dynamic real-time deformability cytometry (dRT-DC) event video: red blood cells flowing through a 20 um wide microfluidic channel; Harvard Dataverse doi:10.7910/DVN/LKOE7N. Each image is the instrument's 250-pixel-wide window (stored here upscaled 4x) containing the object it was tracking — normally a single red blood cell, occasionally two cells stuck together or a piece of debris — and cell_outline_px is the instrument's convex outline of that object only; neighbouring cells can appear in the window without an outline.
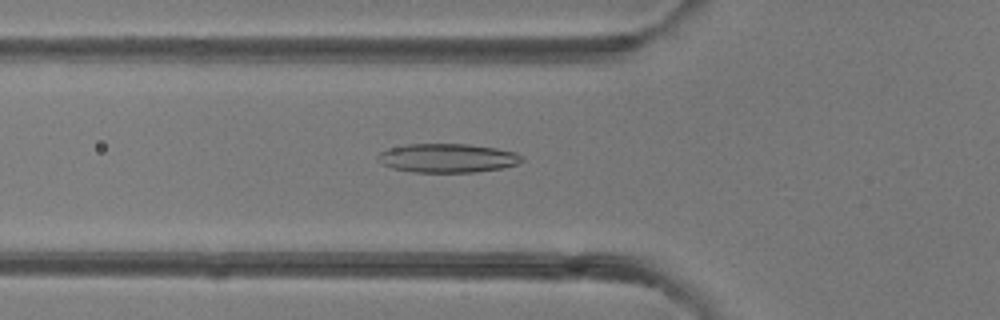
{"species": "common noctule bat (a hibernating species)", "species_latin": "Nyctalus noctula", "temperature_condition": "room temperature", "stored_images_in_passage": 32, "camera_frame_rate_fps": 3000, "um_per_image_px": 0.085, "animal": {"sex": "female"}, "frame": {"image": 1, "passage_image": 17, "time_ms": 5.333, "image_size_px": [1000, 320], "cell_outline_px": [[524, 160], [516, 164], [500, 168], [476, 172], [412, 172], [392, 168], [380, 164], [376, 160], [376, 156], [380, 152], [388, 148], [404, 144], [468, 144], [496, 148], [516, 152], [524, 156]], "centroid_in_image_um": [37.99, 13.43], "position_along_channel_um": 87.8, "area_um2": 24.51}}
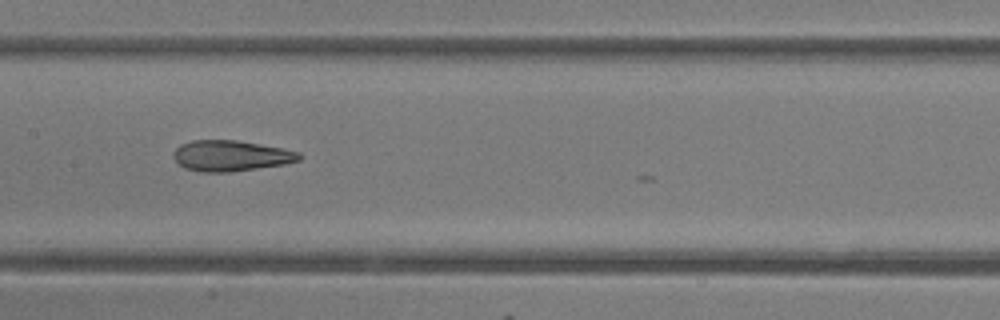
{"frame": {"image": 2, "passage_image": 24, "time_ms": 7.667, "image_size_px": [1000, 320], "cell_outline_px": [[304, 156], [300, 160], [284, 164], [232, 172], [200, 172], [184, 168], [172, 156], [176, 148], [180, 144], [192, 140], [236, 140], [284, 148], [300, 152]], "centroid_in_image_um": [19.65, 13.24], "position_along_channel_um": 187.8, "area_um2": 22.72}}
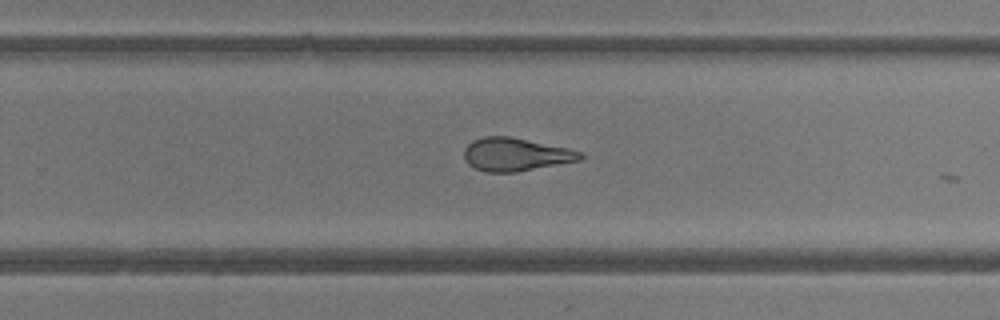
{"frame": {"image": 3, "passage_image": 31, "time_ms": 10.0, "image_size_px": [1000, 320], "cell_outline_px": [[584, 156], [580, 160], [516, 172], [484, 172], [468, 164], [464, 160], [464, 148], [472, 140], [484, 136], [512, 136], [568, 148], [580, 152]], "centroid_in_image_um": [43.79, 13.12], "position_along_channel_um": 286.0, "area_um2": 22.48}}